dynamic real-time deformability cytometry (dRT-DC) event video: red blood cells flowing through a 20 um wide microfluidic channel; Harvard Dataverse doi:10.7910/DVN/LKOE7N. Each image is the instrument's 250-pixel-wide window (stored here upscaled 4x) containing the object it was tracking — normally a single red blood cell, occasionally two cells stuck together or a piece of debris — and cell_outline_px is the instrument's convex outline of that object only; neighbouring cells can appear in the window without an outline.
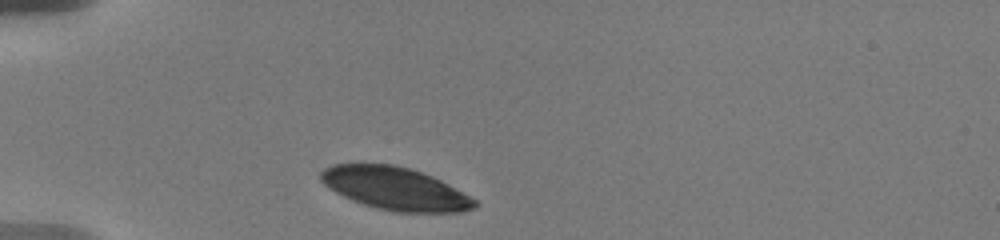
{"species": "human", "species_latin": "Homo sapiens", "temperature_condition": "warm", "stored_images_in_passage": 30, "camera_frame_rate_fps": 3000, "um_per_image_px": 0.085, "donor": {"sex": "male"}, "frame": {"image": 1, "passage_image": 1, "time_ms": 0.0, "image_size_px": [1000, 240], "cell_outline_px": [[480, 204], [476, 208], [460, 212], [396, 212], [376, 208], [352, 200], [328, 188], [320, 180], [320, 172], [324, 168], [332, 164], [396, 164], [432, 176], [448, 184], [476, 200]], "centroid_in_image_um": [33.59, 16.03], "position_along_channel_um": 51.4, "area_um2": 38.21}}
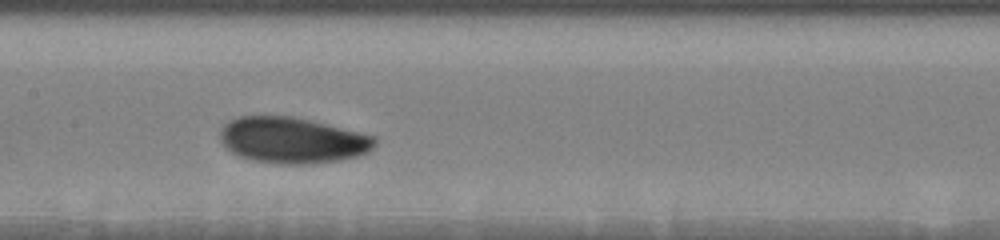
{"frame": {"image": 2, "passage_image": 10, "time_ms": 4.333, "image_size_px": [1000, 240], "cell_outline_px": [[376, 144], [368, 152], [360, 156], [340, 160], [312, 164], [276, 164], [252, 160], [236, 156], [224, 148], [220, 140], [220, 128], [228, 120], [236, 116], [292, 116], [376, 136]], "centroid_in_image_um": [24.8, 11.93], "position_along_channel_um": 182.6, "area_um2": 42.02}}
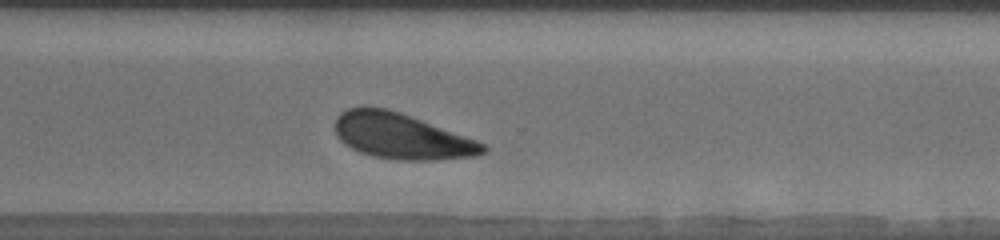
{"frame": {"image": 3, "passage_image": 27, "time_ms": 8.667, "image_size_px": [1000, 240], "cell_outline_px": [[488, 152], [476, 156], [428, 160], [400, 160], [372, 156], [360, 152], [344, 144], [340, 140], [336, 132], [336, 116], [340, 112], [348, 108], [384, 108], [400, 112], [476, 140], [484, 144], [488, 148]], "centroid_in_image_um": [34.13, 11.59], "position_along_channel_um": 336.5, "area_um2": 38.9}}